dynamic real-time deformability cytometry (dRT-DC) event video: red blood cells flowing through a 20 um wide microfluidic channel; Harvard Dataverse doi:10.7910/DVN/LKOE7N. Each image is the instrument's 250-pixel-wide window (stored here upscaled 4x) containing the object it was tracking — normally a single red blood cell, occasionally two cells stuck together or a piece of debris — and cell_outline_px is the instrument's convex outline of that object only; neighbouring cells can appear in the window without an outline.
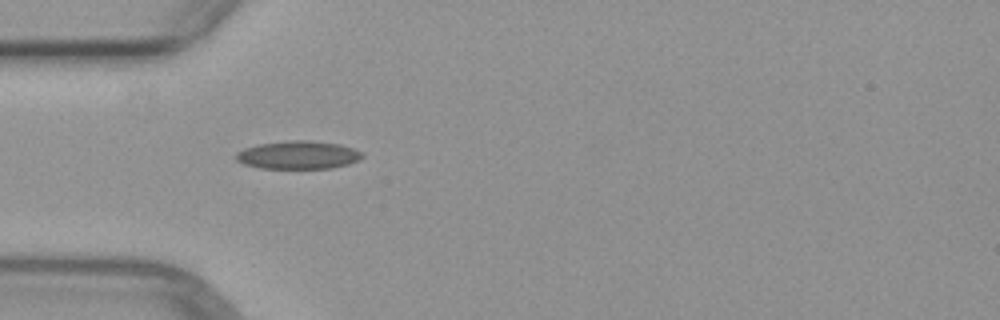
{"species": "common noctule bat (a hibernating species)", "species_latin": "Nyctalus noctula", "temperature_condition": "warm", "stored_images_in_passage": 5, "camera_frame_rate_fps": 3000, "um_per_image_px": 0.085, "animal": {"sex": "female", "body_mass_g": 29.2, "forearm_length_mm": 56.3}, "frame": {"image": 1, "passage_image": 4, "time_ms": 3.667, "image_size_px": [1000, 320], "cell_outline_px": [[364, 156], [360, 160], [348, 164], [332, 168], [260, 168], [244, 164], [236, 160], [236, 152], [244, 148], [260, 144], [296, 140], [308, 140], [340, 144], [352, 148], [360, 152]], "centroid_in_image_um": [25.35, 13.18], "position_along_channel_um": 59.6, "area_um2": 20.52}}
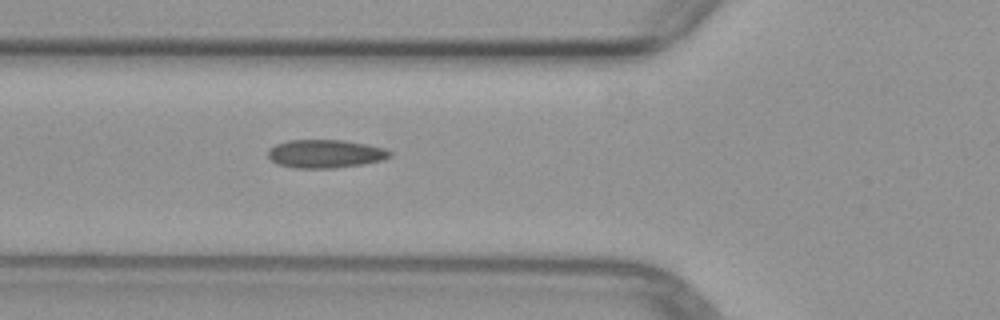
{"frame": {"image": 2, "passage_image": 5, "time_ms": 4.667, "image_size_px": [1000, 320], "cell_outline_px": [[392, 156], [384, 160], [364, 164], [336, 168], [296, 168], [276, 164], [268, 156], [268, 148], [276, 144], [288, 140], [344, 140], [368, 144], [384, 148], [392, 152]], "centroid_in_image_um": [27.68, 13.07], "position_along_channel_um": 98.1, "area_um2": 20.35}}